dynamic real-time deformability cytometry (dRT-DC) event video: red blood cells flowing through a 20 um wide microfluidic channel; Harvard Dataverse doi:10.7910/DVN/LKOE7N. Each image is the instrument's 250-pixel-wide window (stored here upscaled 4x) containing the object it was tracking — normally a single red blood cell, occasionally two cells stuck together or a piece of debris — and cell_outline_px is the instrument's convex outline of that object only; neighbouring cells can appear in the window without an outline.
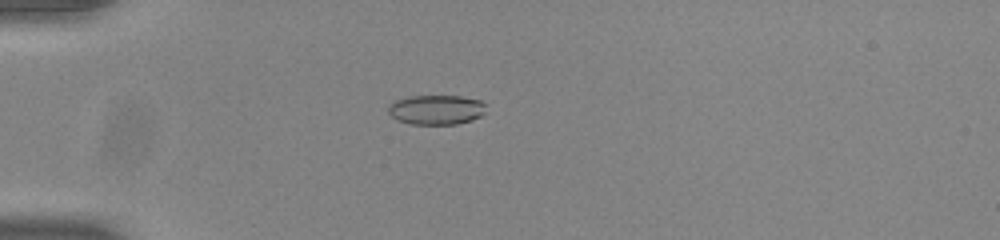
{"species": "common noctule bat (a hibernating species)", "species_latin": "Nyctalus noctula", "temperature_condition": "room temperature", "stored_images_in_passage": 51, "camera_frame_rate_fps": 3000, "um_per_image_px": 0.085, "animal": {"sex": "male", "body_mass_g": 20.0, "forearm_length_mm": 53.3}, "frame": {"image": 1, "passage_image": 13, "time_ms": 4.0, "image_size_px": [1000, 240], "cell_outline_px": [[488, 104], [484, 112], [480, 116], [472, 120], [456, 124], [412, 124], [396, 120], [388, 112], [388, 104], [396, 100], [412, 96], [460, 96], [480, 100]], "centroid_in_image_um": [37.1, 9.32], "position_along_channel_um": 47.9, "area_um2": 16.99}}
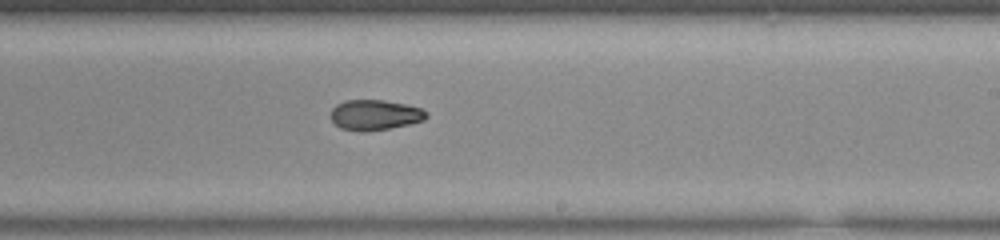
{"frame": {"image": 2, "passage_image": 31, "time_ms": 10.0, "image_size_px": [1000, 240], "cell_outline_px": [[428, 116], [424, 120], [408, 124], [388, 128], [364, 132], [360, 132], [340, 128], [328, 116], [332, 108], [336, 104], [344, 100], [384, 100], [404, 104], [420, 108], [428, 112]], "centroid_in_image_um": [31.82, 9.77], "position_along_channel_um": 257.2, "area_um2": 16.99}}
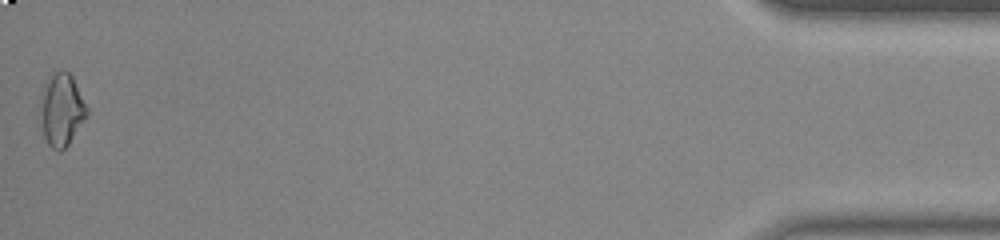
{"frame": {"image": 3, "passage_image": 51, "time_ms": 16.667, "image_size_px": [1000, 240], "cell_outline_px": [[88, 116], [68, 144], [60, 152], [52, 148], [48, 144], [44, 136], [44, 84], [56, 72], [68, 72], [72, 76], [88, 108]], "centroid_in_image_um": [5.33, 9.37], "position_along_channel_um": 429.9, "area_um2": 18.5}, "authors_computed_cell_mechanics": {"area_um2": 17.6868, "velocity_mm_per_s": 3.8878, "shape_relaxation_time_tau1_ms": null, "shape_relaxation_time_tau2_ms": 4.5182, "deformation_change_tau1": null, "deformation_change_tau2": 0.0885}}